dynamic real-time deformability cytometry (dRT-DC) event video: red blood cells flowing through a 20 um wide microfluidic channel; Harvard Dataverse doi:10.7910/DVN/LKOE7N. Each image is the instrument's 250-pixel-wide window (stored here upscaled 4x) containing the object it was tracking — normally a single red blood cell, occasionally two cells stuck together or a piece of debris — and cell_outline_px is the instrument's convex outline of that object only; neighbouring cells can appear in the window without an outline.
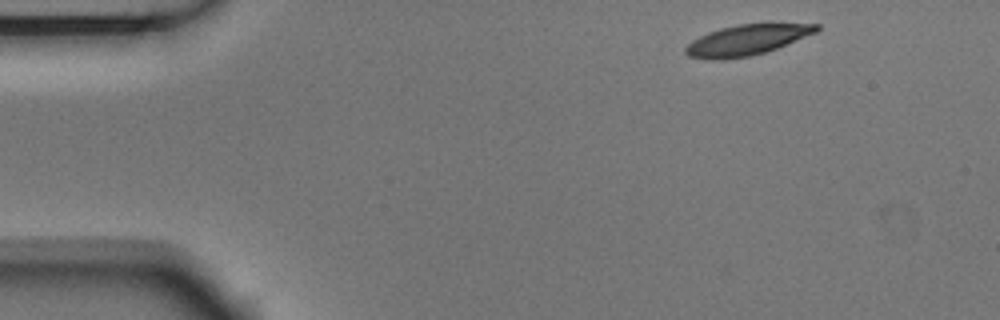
{"species": "Egyptian fruit bat (a non-hibernating species)", "species_latin": "Rousettus aegyptiacus", "temperature_condition": "room temperature", "stored_images_in_passage": 7, "camera_frame_rate_fps": 3000, "um_per_image_px": 0.085, "animal": {"sex": "male"}, "frame": {"image": 1, "passage_image": 1, "time_ms": 0.0, "image_size_px": [1000, 320], "cell_outline_px": [[820, 28], [816, 32], [776, 48], [764, 52], [748, 56], [724, 60], [708, 60], [688, 56], [684, 52], [684, 48], [692, 40], [708, 32], [720, 28], [736, 24], [768, 20], [772, 20], [820, 24]], "centroid_in_image_um": [63.53, 3.33], "position_along_channel_um": 21.5, "area_um2": 24.33}}
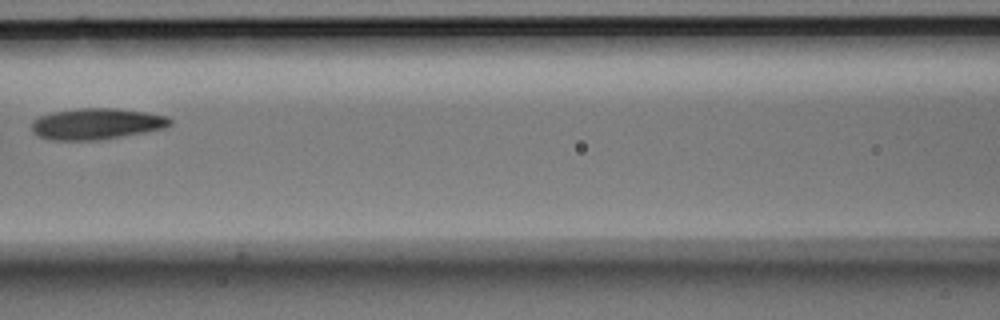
{"frame": {"image": 2, "passage_image": 6, "time_ms": 1.667, "image_size_px": [1000, 320], "cell_outline_px": [[172, 124], [164, 128], [144, 132], [96, 140], [52, 140], [40, 136], [32, 132], [32, 120], [40, 116], [52, 112], [76, 108], [116, 108], [144, 112], [168, 116], [172, 120]], "centroid_in_image_um": [8.19, 10.51], "position_along_channel_um": 158.4, "area_um2": 25.03}}
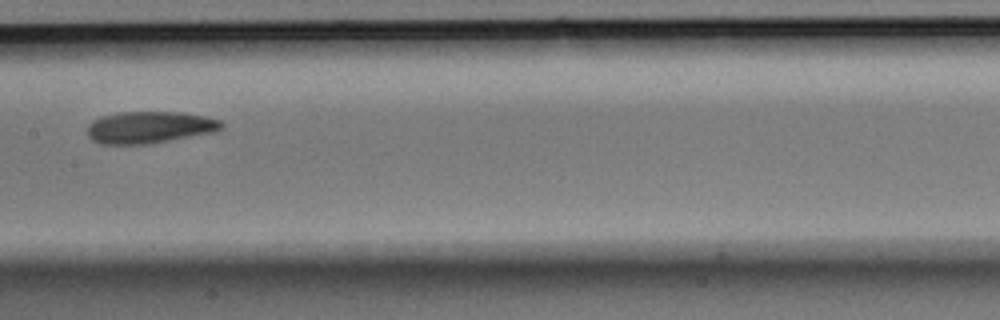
{"frame": {"image": 3, "passage_image": 7, "time_ms": 2.0, "image_size_px": [1000, 320], "cell_outline_px": [[224, 124], [220, 128], [212, 132], [148, 144], [100, 144], [92, 140], [88, 136], [88, 124], [92, 120], [100, 116], [120, 112], [180, 112], [204, 116], [220, 120]], "centroid_in_image_um": [12.65, 10.81], "position_along_channel_um": 194.8, "area_um2": 24.8}}